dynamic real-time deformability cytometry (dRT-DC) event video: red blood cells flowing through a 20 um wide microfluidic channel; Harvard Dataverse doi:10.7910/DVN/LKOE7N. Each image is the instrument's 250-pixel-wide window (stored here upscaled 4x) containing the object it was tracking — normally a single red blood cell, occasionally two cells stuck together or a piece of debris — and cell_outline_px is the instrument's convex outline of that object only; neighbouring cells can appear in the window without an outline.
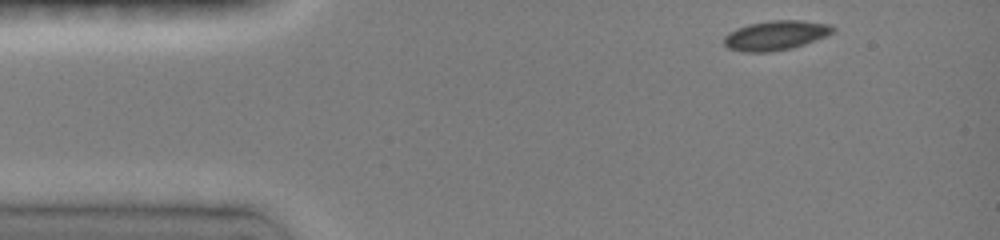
{"species": "common noctule bat (a hibernating species)", "species_latin": "Nyctalus noctula", "temperature_condition": "room temperature", "stored_images_in_passage": 7, "camera_frame_rate_fps": 3000, "um_per_image_px": 0.085, "animal": {"sex": "female", "body_mass_g": 19.0, "forearm_length_mm": 51.5}, "frame": {"image": 1, "passage_image": 1, "time_ms": 0.0, "image_size_px": [1000, 240], "cell_outline_px": [[836, 32], [804, 44], [792, 48], [768, 52], [744, 52], [728, 48], [724, 44], [724, 36], [728, 32], [736, 28], [748, 24], [768, 20], [800, 20], [832, 24], [836, 28]], "centroid_in_image_um": [65.95, 2.99], "position_along_channel_um": 19.1, "area_um2": 18.96}}
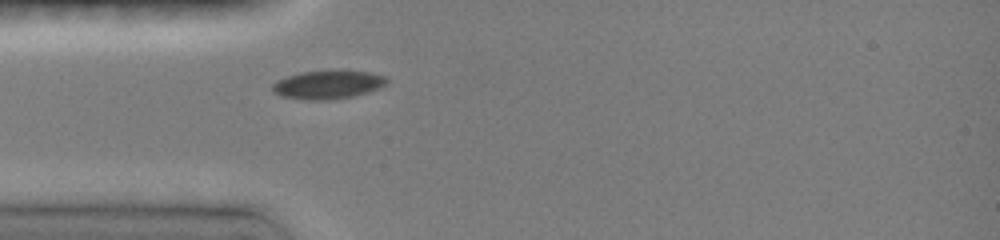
{"frame": {"image": 2, "passage_image": 7, "time_ms": 2.667, "image_size_px": [1000, 240], "cell_outline_px": [[388, 80], [380, 88], [368, 92], [352, 96], [320, 100], [308, 100], [280, 96], [272, 92], [272, 84], [276, 80], [300, 72], [340, 68], [372, 72], [384, 76]], "centroid_in_image_um": [27.86, 7.15], "position_along_channel_um": 57.1, "area_um2": 19.48}}